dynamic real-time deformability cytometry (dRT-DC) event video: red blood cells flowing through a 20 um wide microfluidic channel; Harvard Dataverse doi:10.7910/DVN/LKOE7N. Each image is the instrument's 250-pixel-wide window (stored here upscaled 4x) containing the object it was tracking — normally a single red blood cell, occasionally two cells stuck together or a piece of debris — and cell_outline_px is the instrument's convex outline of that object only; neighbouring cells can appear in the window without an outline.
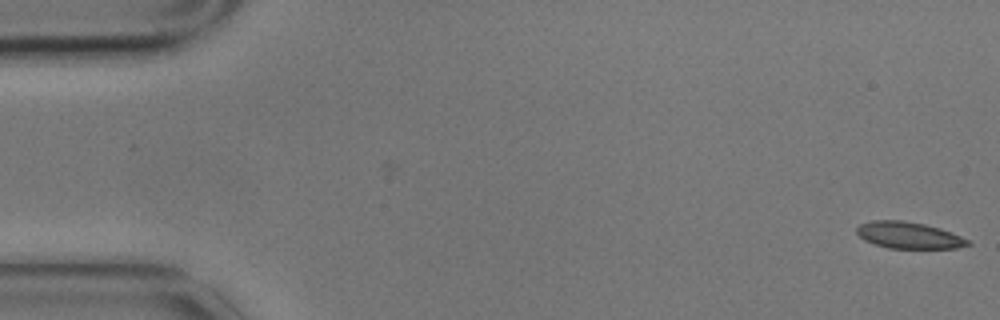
{"species": "common noctule bat (a hibernating species)", "species_latin": "Nyctalus noctula", "temperature_condition": "cold", "stored_images_in_passage": 9, "camera_frame_rate_fps": 3000, "um_per_image_px": 0.085, "animal": {"sex": "male", "body_mass_g": 17.9}, "frame": {"image": 1, "passage_image": 1, "time_ms": 0.0, "image_size_px": [1000, 320], "cell_outline_px": [[972, 244], [956, 248], [888, 248], [864, 240], [856, 232], [856, 228], [860, 224], [872, 220], [904, 220], [924, 224], [940, 228], [952, 232], [968, 240]], "centroid_in_image_um": [77.24, 19.99], "position_along_channel_um": 7.8, "area_um2": 17.17}}
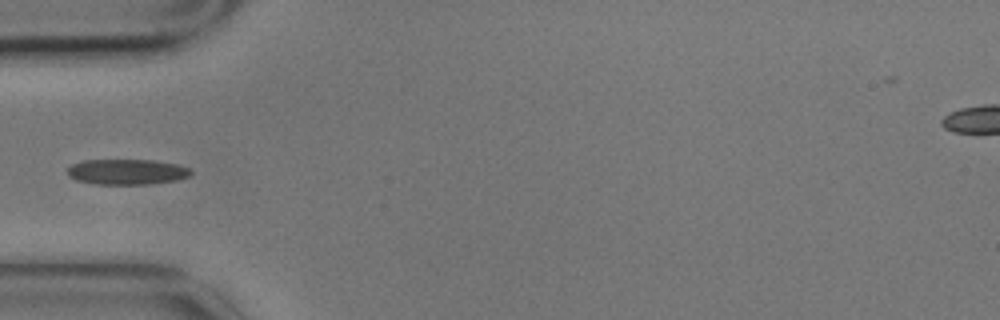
{"frame": {"image": 2, "passage_image": 6, "time_ms": 1.667, "image_size_px": [1000, 320], "cell_outline_px": [[192, 172], [188, 176], [176, 180], [148, 184], [92, 184], [76, 180], [68, 176], [68, 168], [72, 164], [84, 160], [152, 160], [176, 164], [192, 168]], "centroid_in_image_um": [10.77, 14.6], "position_along_channel_um": 74.2, "area_um2": 18.32}}
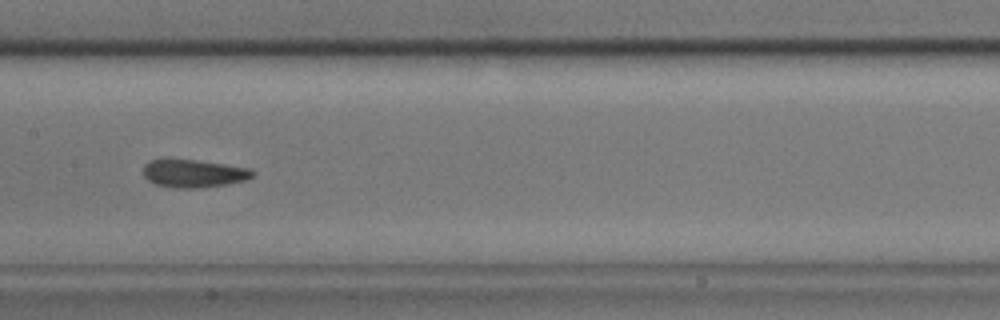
{"frame": {"image": 3, "passage_image": 9, "time_ms": 2.667, "image_size_px": [1000, 320], "cell_outline_px": [[256, 172], [248, 180], [200, 188], [172, 188], [156, 184], [148, 180], [144, 176], [144, 164], [148, 160], [196, 160], [252, 168]], "centroid_in_image_um": [16.49, 14.75], "position_along_channel_um": 190.9, "area_um2": 17.74}}